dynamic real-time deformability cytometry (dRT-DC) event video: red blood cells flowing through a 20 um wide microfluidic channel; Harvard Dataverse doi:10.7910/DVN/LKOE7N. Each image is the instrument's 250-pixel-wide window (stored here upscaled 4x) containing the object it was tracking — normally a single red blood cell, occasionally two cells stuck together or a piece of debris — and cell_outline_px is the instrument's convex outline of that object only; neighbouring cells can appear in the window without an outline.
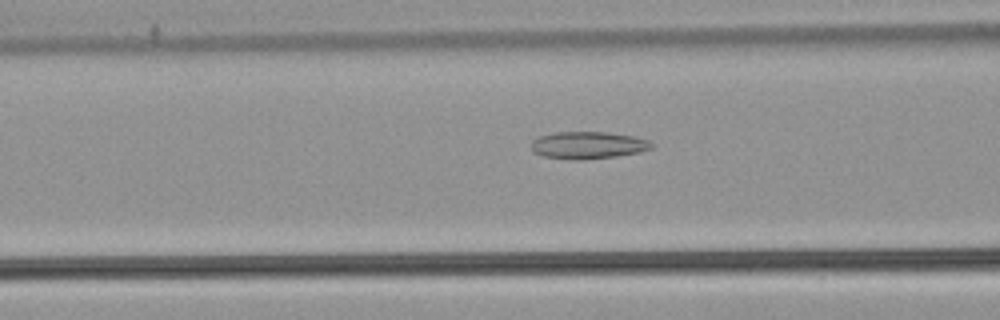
{"species": "common noctule bat (a hibernating species)", "species_latin": "Nyctalus noctula", "temperature_condition": "warm", "stored_images_in_passage": 53, "camera_frame_rate_fps": 3000, "um_per_image_px": 0.085, "animal": {"sex": "male", "body_mass_g": 21.5, "forearm_length_mm": 52.0}, "frame": {"image": 1, "passage_image": 22, "time_ms": 7.0, "image_size_px": [1000, 320], "cell_outline_px": [[656, 144], [652, 148], [640, 152], [616, 156], [584, 160], [572, 160], [544, 156], [532, 152], [532, 140], [540, 136], [556, 132], [608, 132], [636, 136], [648, 140]], "centroid_in_image_um": [50.02, 12.34], "position_along_channel_um": 116.6, "area_um2": 19.31}}
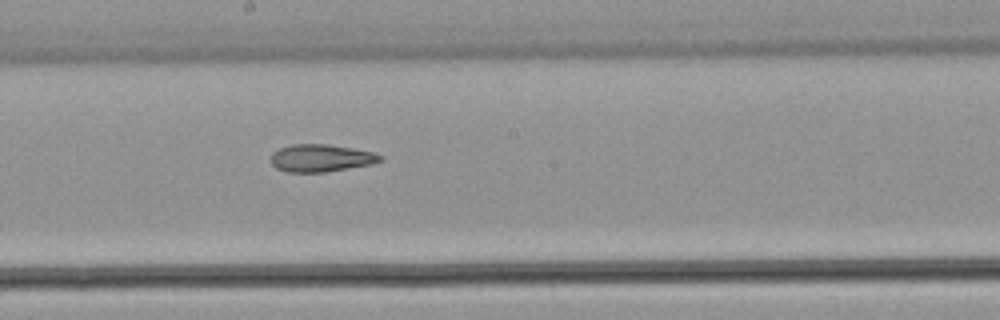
{"frame": {"image": 2, "passage_image": 30, "time_ms": 9.667, "image_size_px": [1000, 320], "cell_outline_px": [[384, 160], [372, 164], [324, 172], [288, 172], [276, 168], [272, 164], [272, 152], [280, 148], [292, 144], [328, 144], [352, 148], [372, 152], [384, 156]], "centroid_in_image_um": [27.3, 13.43], "position_along_channel_um": 220.9, "area_um2": 17.46}}
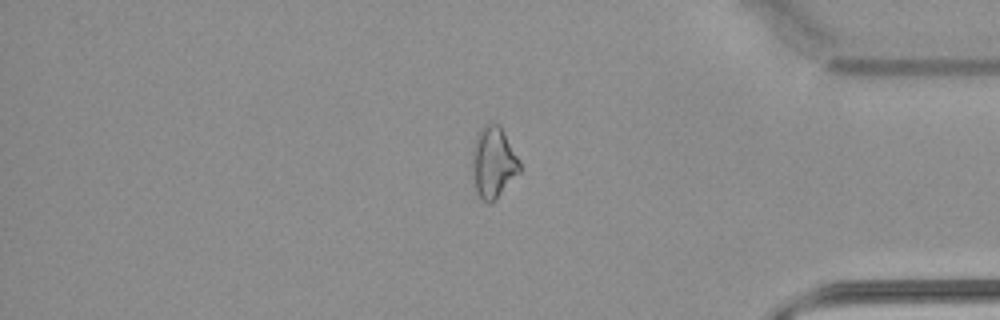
{"frame": {"image": 3, "passage_image": 45, "time_ms": 14.667, "image_size_px": [1000, 320], "cell_outline_px": [[520, 172], [488, 204], [476, 192], [472, 176], [472, 152], [476, 136], [480, 128], [484, 124], [500, 124], [520, 160]], "centroid_in_image_um": [41.92, 13.75], "position_along_channel_um": 393.3, "area_um2": 19.48}, "authors_computed_cell_mechanics": {"area_um2": 20.4612, "velocity_mm_per_s": 3.914, "shape_relaxation_time_tau1_ms": null, "shape_relaxation_time_tau2_ms": 5.3394, "deformation_change_tau1": null, "deformation_change_tau2": 0.1557}}